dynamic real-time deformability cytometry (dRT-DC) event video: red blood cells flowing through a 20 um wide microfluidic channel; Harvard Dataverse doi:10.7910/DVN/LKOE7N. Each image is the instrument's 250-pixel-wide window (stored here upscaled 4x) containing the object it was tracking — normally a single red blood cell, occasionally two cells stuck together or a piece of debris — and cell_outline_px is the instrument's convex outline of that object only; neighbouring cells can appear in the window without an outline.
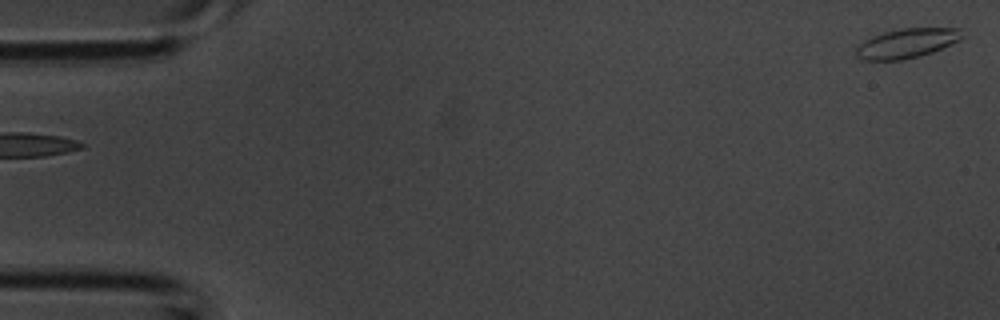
{"species": "common noctule bat (a hibernating species)", "species_latin": "Nyctalus noctula", "temperature_condition": "room temperature", "stored_images_in_passage": 4, "camera_frame_rate_fps": 3000, "um_per_image_px": 0.085, "animal": {"sex": "male", "body_mass_g": 20.1, "forearm_length_mm": 53.5}, "frame": {"image": 1, "passage_image": 4, "time_ms": 1.0, "image_size_px": [1000, 320], "cell_outline_px": [[964, 36], [960, 40], [932, 52], [920, 56], [900, 60], [860, 60], [856, 56], [856, 48], [864, 40], [872, 36], [884, 32], [900, 28], [960, 28]], "centroid_in_image_um": [77.07, 3.67], "position_along_channel_um": 7.9, "area_um2": 18.26}}